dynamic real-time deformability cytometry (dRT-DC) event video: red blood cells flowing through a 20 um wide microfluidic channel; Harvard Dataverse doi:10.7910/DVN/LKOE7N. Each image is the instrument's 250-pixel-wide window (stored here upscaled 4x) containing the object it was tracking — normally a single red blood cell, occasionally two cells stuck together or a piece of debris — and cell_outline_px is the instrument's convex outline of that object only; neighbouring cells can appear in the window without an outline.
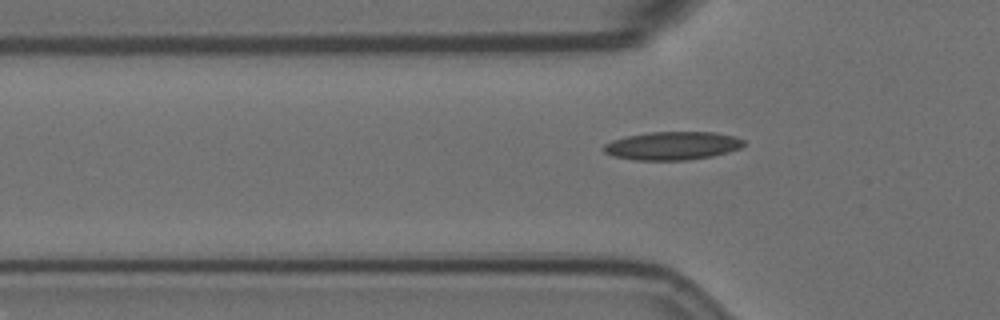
{"species": "Egyptian fruit bat (a non-hibernating species)", "species_latin": "Rousettus aegyptiacus", "temperature_condition": "room temperature", "stored_images_in_passage": 17, "segment_of_instrument_passage": [2, 2], "camera_frame_rate_fps": 3000, "um_per_image_px": 0.085, "animal": {"sex": "female"}, "frame": {"image": 1, "passage_image": 16, "time_ms": 5.0, "image_size_px": [1000, 320], "cell_outline_px": [[744, 144], [740, 148], [728, 152], [712, 156], [688, 160], [632, 160], [612, 156], [604, 152], [600, 148], [604, 144], [612, 140], [628, 136], [648, 132], [716, 132], [736, 136], [744, 140]], "centroid_in_image_um": [57.13, 12.39], "position_along_channel_um": 68.7, "area_um2": 23.29}}